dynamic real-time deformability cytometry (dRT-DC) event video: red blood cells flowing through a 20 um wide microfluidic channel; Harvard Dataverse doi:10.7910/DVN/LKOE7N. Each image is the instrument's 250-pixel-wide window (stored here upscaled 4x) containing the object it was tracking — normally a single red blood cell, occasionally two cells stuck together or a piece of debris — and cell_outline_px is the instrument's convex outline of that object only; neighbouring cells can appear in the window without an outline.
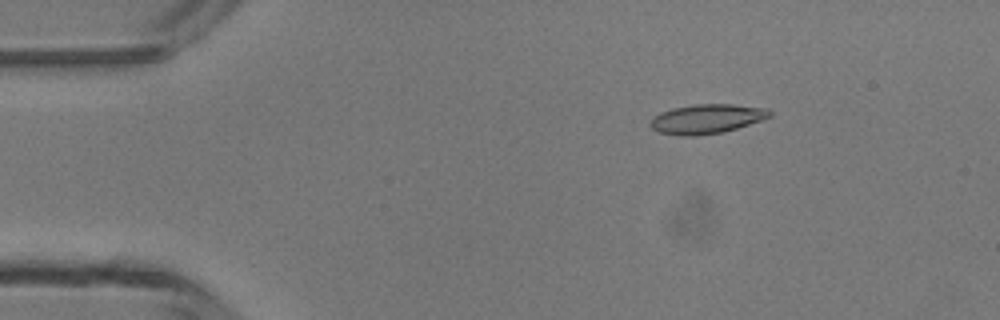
{"species": "common noctule bat (a hibernating species)", "species_latin": "Nyctalus noctula", "temperature_condition": "room temperature", "stored_images_in_passage": 3, "camera_frame_rate_fps": 3000, "um_per_image_px": 0.085, "animal": {"sex": "male", "body_mass_g": 13.3}, "frame": {"image": 1, "passage_image": 1, "time_ms": 0.0, "image_size_px": [1000, 320], "cell_outline_px": [[772, 116], [724, 132], [692, 136], [680, 136], [660, 132], [652, 128], [648, 124], [652, 116], [660, 112], [672, 108], [696, 104], [732, 104], [768, 108], [772, 112]], "centroid_in_image_um": [60.04, 10.1], "position_along_channel_um": 25.0, "area_um2": 20.52}}
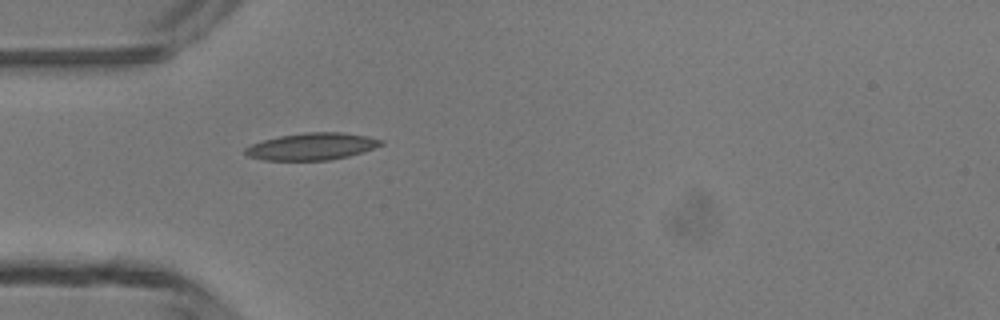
{"frame": {"image": 2, "passage_image": 3, "time_ms": 2.333, "image_size_px": [1000, 320], "cell_outline_px": [[384, 144], [348, 156], [328, 160], [264, 160], [248, 156], [244, 152], [244, 148], [252, 144], [264, 140], [280, 136], [304, 132], [344, 132], [368, 136], [384, 140]], "centroid_in_image_um": [26.51, 12.44], "position_along_channel_um": 58.5, "area_um2": 21.27}}